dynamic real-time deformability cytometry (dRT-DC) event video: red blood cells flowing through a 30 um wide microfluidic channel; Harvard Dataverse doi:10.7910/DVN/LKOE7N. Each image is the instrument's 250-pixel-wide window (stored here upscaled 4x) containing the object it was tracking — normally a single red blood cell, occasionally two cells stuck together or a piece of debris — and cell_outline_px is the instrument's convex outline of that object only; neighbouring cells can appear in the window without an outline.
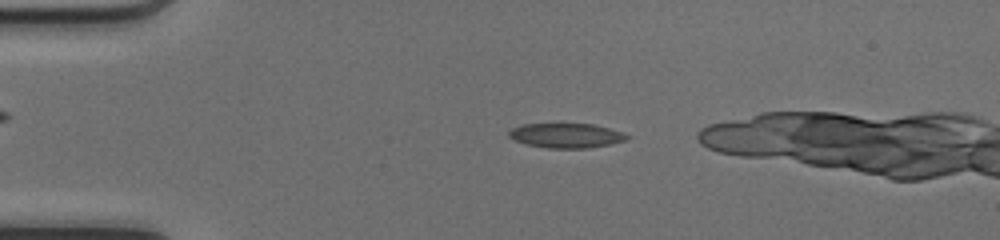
{"species": "common noctule bat (a hibernating species)", "species_latin": "Nyctalus noctula", "temperature_condition": "cold", "stored_images_in_passage": 37, "camera_frame_rate_fps": 3000, "um_per_image_px": 0.085, "animal": {"sex": "female", "body_mass_g": 17.0, "forearm_length_mm": 48.0}, "frame": {"image": 1, "passage_image": 5, "time_ms": 1.333, "image_size_px": [1000, 240], "cell_outline_px": [[628, 140], [588, 148], [548, 148], [528, 144], [516, 140], [508, 136], [508, 132], [512, 128], [524, 124], [596, 124], [620, 132], [628, 136]], "centroid_in_image_um": [48.12, 11.52], "position_along_channel_um": 36.9, "area_um2": 16.65}}
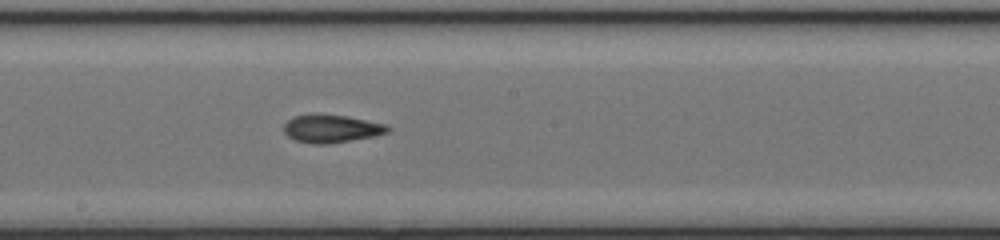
{"frame": {"image": 2, "passage_image": 21, "time_ms": 6.667, "image_size_px": [1000, 240], "cell_outline_px": [[392, 128], [388, 132], [372, 136], [328, 144], [312, 144], [296, 140], [288, 136], [284, 132], [284, 124], [288, 120], [296, 116], [344, 116], [384, 124]], "centroid_in_image_um": [28.16, 10.97], "position_along_channel_um": 220.0, "area_um2": 16.13}}
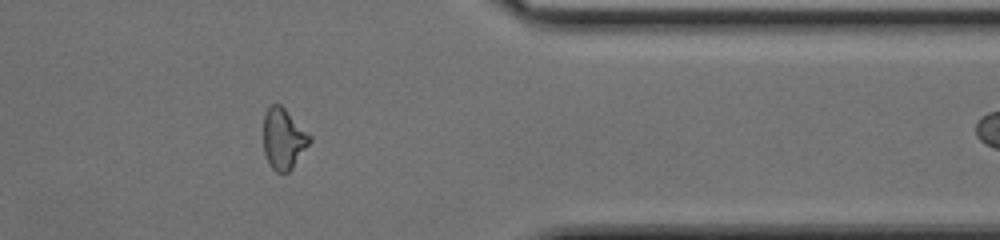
{"frame": {"image": 3, "passage_image": 34, "time_ms": 11.0, "image_size_px": [1000, 240], "cell_outline_px": [[312, 140], [292, 168], [288, 172], [276, 172], [268, 164], [264, 152], [264, 116], [268, 108], [272, 104], [280, 104], [312, 136]], "centroid_in_image_um": [24.1, 11.81], "position_along_channel_um": 387.3, "area_um2": 16.3}, "authors_computed_cell_mechanics": {"area_um2": 16.473, "velocity_mm_per_s": 4.2031, "shape_relaxation_time_tau1_ms": null, "shape_relaxation_time_tau2_ms": 3.6879, "deformation_change_tau1": null, "deformation_change_tau2": 0.1256}}